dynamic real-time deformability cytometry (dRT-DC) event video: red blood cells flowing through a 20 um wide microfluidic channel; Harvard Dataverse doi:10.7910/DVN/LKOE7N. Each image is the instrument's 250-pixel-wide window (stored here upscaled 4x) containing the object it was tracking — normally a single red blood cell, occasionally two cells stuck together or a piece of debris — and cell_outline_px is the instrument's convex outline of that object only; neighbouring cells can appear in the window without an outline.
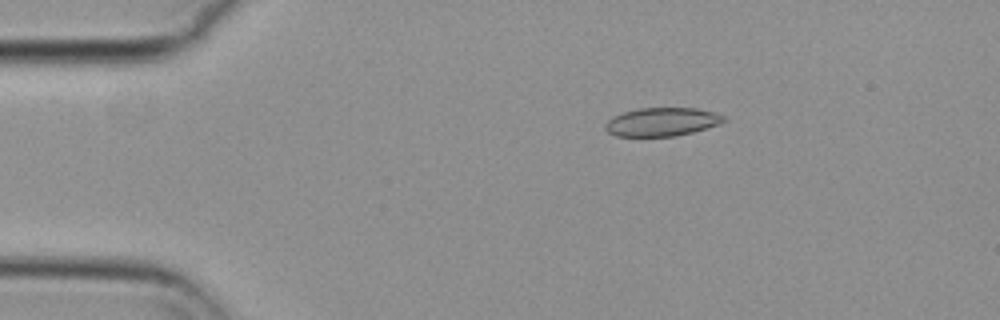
{"species": "common noctule bat (a hibernating species)", "species_latin": "Nyctalus noctula", "temperature_condition": "cold", "stored_images_in_passage": 56, "camera_frame_rate_fps": 3000, "um_per_image_px": 0.085, "animal": {"sex": "female", "body_mass_g": 29.2, "forearm_length_mm": 56.3}, "frame": {"image": 1, "passage_image": 10, "time_ms": 3.0, "image_size_px": [1000, 320], "cell_outline_px": [[728, 120], [720, 124], [692, 132], [676, 136], [616, 136], [608, 132], [604, 128], [604, 124], [612, 116], [624, 112], [640, 108], [696, 108], [712, 112], [724, 116]], "centroid_in_image_um": [56.25, 10.36], "position_along_channel_um": 28.8, "area_um2": 19.65}}
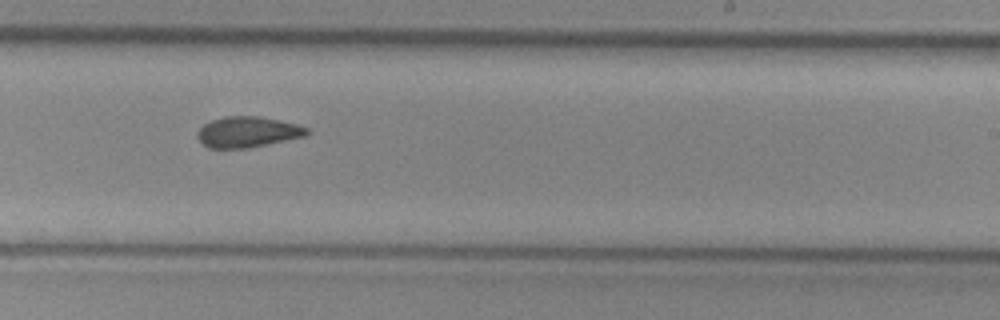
{"frame": {"image": 2, "passage_image": 34, "time_ms": 11.0, "image_size_px": [1000, 320], "cell_outline_px": [[312, 132], [304, 136], [248, 148], [208, 148], [196, 136], [196, 132], [204, 124], [212, 120], [224, 116], [256, 116], [280, 120], [296, 124], [308, 128]], "centroid_in_image_um": [21.04, 11.21], "position_along_channel_um": 268.0, "area_um2": 19.54}}
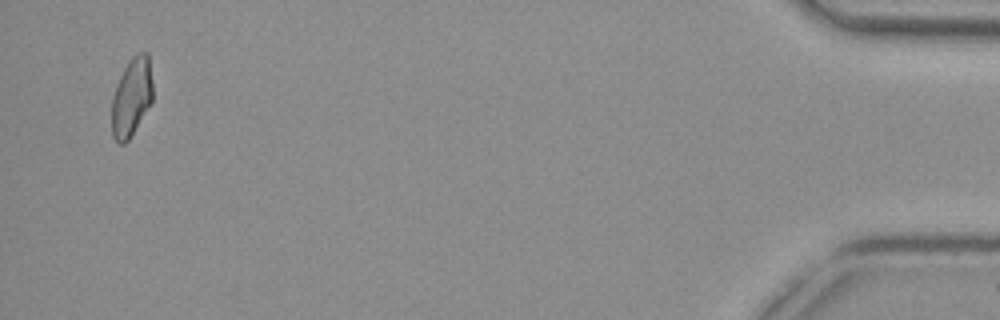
{"frame": {"image": 3, "passage_image": 54, "time_ms": 17.667, "image_size_px": [1000, 320], "cell_outline_px": [[152, 104], [128, 140], [124, 144], [120, 144], [112, 136], [112, 96], [116, 84], [128, 60], [136, 52], [148, 52], [152, 84]], "centroid_in_image_um": [11.19, 8.24], "position_along_channel_um": 424.0, "area_um2": 18.96}}